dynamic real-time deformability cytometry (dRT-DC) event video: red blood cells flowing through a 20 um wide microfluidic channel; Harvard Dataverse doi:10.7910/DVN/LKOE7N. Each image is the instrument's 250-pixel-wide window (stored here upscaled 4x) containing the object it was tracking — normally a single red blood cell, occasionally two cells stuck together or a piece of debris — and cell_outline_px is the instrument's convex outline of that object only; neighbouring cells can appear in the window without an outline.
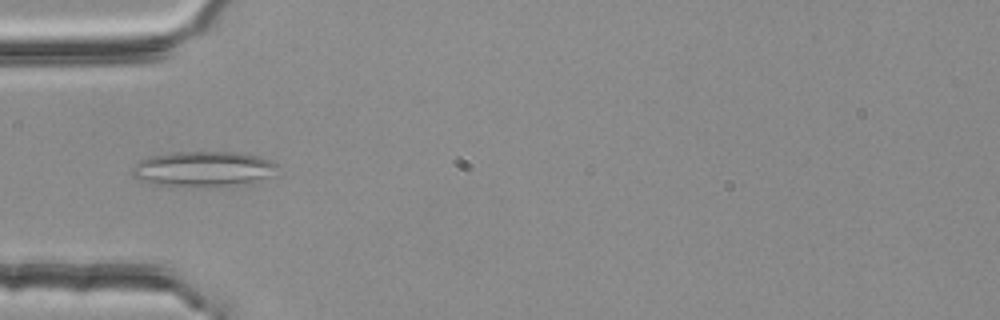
{"species": "common noctule bat (a hibernating species)", "species_latin": "Nyctalus noctula", "temperature_condition": "room temperature", "stored_images_in_passage": 5, "camera_frame_rate_fps": 3000, "um_per_image_px": 0.085, "animal": {"sex": "female", "body_mass_g": 25.1}, "frame": {"image": 1, "passage_image": 4, "time_ms": 1.0, "image_size_px": [1000, 320], "cell_outline_px": [[276, 164], [268, 176], [244, 184], [168, 188], [136, 180], [132, 176], [132, 168], [140, 160], [152, 156], [172, 152], [240, 152], [260, 156], [272, 160]], "centroid_in_image_um": [17.16, 14.37], "position_along_channel_um": 67.8, "area_um2": 30.11}}